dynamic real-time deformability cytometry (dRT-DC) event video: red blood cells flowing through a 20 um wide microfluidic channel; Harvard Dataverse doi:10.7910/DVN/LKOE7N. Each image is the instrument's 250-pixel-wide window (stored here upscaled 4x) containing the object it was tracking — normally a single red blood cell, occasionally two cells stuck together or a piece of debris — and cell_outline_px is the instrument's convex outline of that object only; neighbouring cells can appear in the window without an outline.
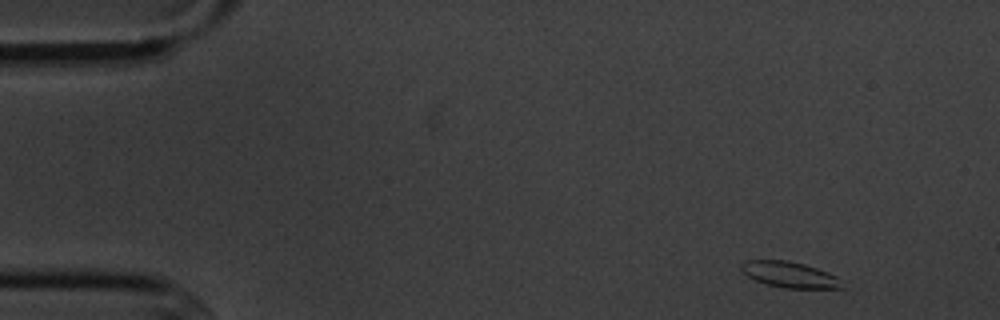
{"species": "common noctule bat (a hibernating species)", "species_latin": "Nyctalus noctula", "temperature_condition": "cold", "stored_images_in_passage": 4, "camera_frame_rate_fps": 3000, "um_per_image_px": 0.085, "animal": {"sex": "male", "body_mass_g": 20.1, "forearm_length_mm": 53.5}, "frame": {"image": 1, "passage_image": 1, "time_ms": 0.0, "image_size_px": [1000, 320], "cell_outline_px": [[848, 288], [784, 288], [768, 284], [756, 280], [748, 276], [740, 268], [740, 264], [744, 260], [788, 260], [804, 264], [828, 272], [836, 276]], "centroid_in_image_um": [67.14, 23.34], "position_along_channel_um": 17.9, "area_um2": 15.2}}